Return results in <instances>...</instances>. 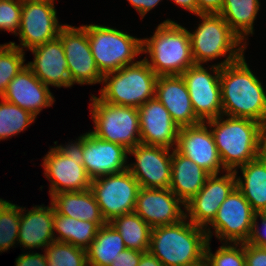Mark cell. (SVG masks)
Masks as SVG:
<instances>
[{
  "mask_svg": "<svg viewBox=\"0 0 266 266\" xmlns=\"http://www.w3.org/2000/svg\"><path fill=\"white\" fill-rule=\"evenodd\" d=\"M58 37L64 47L71 83H101L103 75L95 64L87 31L82 26L73 27L65 24Z\"/></svg>",
  "mask_w": 266,
  "mask_h": 266,
  "instance_id": "5bb4252c",
  "label": "cell"
},
{
  "mask_svg": "<svg viewBox=\"0 0 266 266\" xmlns=\"http://www.w3.org/2000/svg\"><path fill=\"white\" fill-rule=\"evenodd\" d=\"M218 175H209L201 190L184 206L186 219L196 226L206 229L215 218L221 204L237 187L235 171H226V174L219 177Z\"/></svg>",
  "mask_w": 266,
  "mask_h": 266,
  "instance_id": "9a60e30c",
  "label": "cell"
},
{
  "mask_svg": "<svg viewBox=\"0 0 266 266\" xmlns=\"http://www.w3.org/2000/svg\"><path fill=\"white\" fill-rule=\"evenodd\" d=\"M209 241L205 247V260L209 266H246L244 243H223L213 254Z\"/></svg>",
  "mask_w": 266,
  "mask_h": 266,
  "instance_id": "d590c367",
  "label": "cell"
},
{
  "mask_svg": "<svg viewBox=\"0 0 266 266\" xmlns=\"http://www.w3.org/2000/svg\"><path fill=\"white\" fill-rule=\"evenodd\" d=\"M142 53H149L146 60L158 76L181 75L195 65L188 30L172 20L158 25L153 36L142 39Z\"/></svg>",
  "mask_w": 266,
  "mask_h": 266,
  "instance_id": "277c9868",
  "label": "cell"
},
{
  "mask_svg": "<svg viewBox=\"0 0 266 266\" xmlns=\"http://www.w3.org/2000/svg\"><path fill=\"white\" fill-rule=\"evenodd\" d=\"M51 204L60 215L96 222L100 227L107 223L90 189L54 194Z\"/></svg>",
  "mask_w": 266,
  "mask_h": 266,
  "instance_id": "484cf974",
  "label": "cell"
},
{
  "mask_svg": "<svg viewBox=\"0 0 266 266\" xmlns=\"http://www.w3.org/2000/svg\"><path fill=\"white\" fill-rule=\"evenodd\" d=\"M43 161L44 175L51 182V197L60 192L90 189L91 179L83 165L82 135L74 143L51 147Z\"/></svg>",
  "mask_w": 266,
  "mask_h": 266,
  "instance_id": "ba28073f",
  "label": "cell"
},
{
  "mask_svg": "<svg viewBox=\"0 0 266 266\" xmlns=\"http://www.w3.org/2000/svg\"><path fill=\"white\" fill-rule=\"evenodd\" d=\"M155 98L163 104L180 128L201 123L194 113L189 91L181 75L158 76Z\"/></svg>",
  "mask_w": 266,
  "mask_h": 266,
  "instance_id": "603a6c76",
  "label": "cell"
},
{
  "mask_svg": "<svg viewBox=\"0 0 266 266\" xmlns=\"http://www.w3.org/2000/svg\"><path fill=\"white\" fill-rule=\"evenodd\" d=\"M143 253L126 248L118 254L117 258L109 266H138Z\"/></svg>",
  "mask_w": 266,
  "mask_h": 266,
  "instance_id": "ab89813d",
  "label": "cell"
},
{
  "mask_svg": "<svg viewBox=\"0 0 266 266\" xmlns=\"http://www.w3.org/2000/svg\"><path fill=\"white\" fill-rule=\"evenodd\" d=\"M260 10L259 0H224L219 13L231 30L244 42L246 36L253 34L254 20Z\"/></svg>",
  "mask_w": 266,
  "mask_h": 266,
  "instance_id": "f546056e",
  "label": "cell"
},
{
  "mask_svg": "<svg viewBox=\"0 0 266 266\" xmlns=\"http://www.w3.org/2000/svg\"><path fill=\"white\" fill-rule=\"evenodd\" d=\"M169 189L186 204L204 186L210 175L203 168L173 149Z\"/></svg>",
  "mask_w": 266,
  "mask_h": 266,
  "instance_id": "d4e9b609",
  "label": "cell"
},
{
  "mask_svg": "<svg viewBox=\"0 0 266 266\" xmlns=\"http://www.w3.org/2000/svg\"><path fill=\"white\" fill-rule=\"evenodd\" d=\"M83 165L91 180L127 170L128 150L100 139L91 131L82 135Z\"/></svg>",
  "mask_w": 266,
  "mask_h": 266,
  "instance_id": "e0dca14e",
  "label": "cell"
},
{
  "mask_svg": "<svg viewBox=\"0 0 266 266\" xmlns=\"http://www.w3.org/2000/svg\"><path fill=\"white\" fill-rule=\"evenodd\" d=\"M25 53L11 43L0 47V97L5 93L9 82L21 71Z\"/></svg>",
  "mask_w": 266,
  "mask_h": 266,
  "instance_id": "e575fe53",
  "label": "cell"
},
{
  "mask_svg": "<svg viewBox=\"0 0 266 266\" xmlns=\"http://www.w3.org/2000/svg\"><path fill=\"white\" fill-rule=\"evenodd\" d=\"M21 207L0 198V252L18 242Z\"/></svg>",
  "mask_w": 266,
  "mask_h": 266,
  "instance_id": "d6a6232c",
  "label": "cell"
},
{
  "mask_svg": "<svg viewBox=\"0 0 266 266\" xmlns=\"http://www.w3.org/2000/svg\"><path fill=\"white\" fill-rule=\"evenodd\" d=\"M224 115L205 121L213 134L214 141L224 168H237L261 155L262 124L247 118Z\"/></svg>",
  "mask_w": 266,
  "mask_h": 266,
  "instance_id": "3957f363",
  "label": "cell"
},
{
  "mask_svg": "<svg viewBox=\"0 0 266 266\" xmlns=\"http://www.w3.org/2000/svg\"><path fill=\"white\" fill-rule=\"evenodd\" d=\"M246 266H266V248L244 243Z\"/></svg>",
  "mask_w": 266,
  "mask_h": 266,
  "instance_id": "74e56055",
  "label": "cell"
},
{
  "mask_svg": "<svg viewBox=\"0 0 266 266\" xmlns=\"http://www.w3.org/2000/svg\"><path fill=\"white\" fill-rule=\"evenodd\" d=\"M99 229L96 222L74 219L54 212L53 230L59 233L58 237L54 236L55 241L67 242L86 250Z\"/></svg>",
  "mask_w": 266,
  "mask_h": 266,
  "instance_id": "f1b7e54d",
  "label": "cell"
},
{
  "mask_svg": "<svg viewBox=\"0 0 266 266\" xmlns=\"http://www.w3.org/2000/svg\"><path fill=\"white\" fill-rule=\"evenodd\" d=\"M222 115L266 123V91L244 55L220 67Z\"/></svg>",
  "mask_w": 266,
  "mask_h": 266,
  "instance_id": "6da1fadb",
  "label": "cell"
},
{
  "mask_svg": "<svg viewBox=\"0 0 266 266\" xmlns=\"http://www.w3.org/2000/svg\"><path fill=\"white\" fill-rule=\"evenodd\" d=\"M22 2L19 0H0V30L17 35L20 29Z\"/></svg>",
  "mask_w": 266,
  "mask_h": 266,
  "instance_id": "8d00e7d4",
  "label": "cell"
},
{
  "mask_svg": "<svg viewBox=\"0 0 266 266\" xmlns=\"http://www.w3.org/2000/svg\"><path fill=\"white\" fill-rule=\"evenodd\" d=\"M261 155L266 159V123L262 125Z\"/></svg>",
  "mask_w": 266,
  "mask_h": 266,
  "instance_id": "bcb514c9",
  "label": "cell"
},
{
  "mask_svg": "<svg viewBox=\"0 0 266 266\" xmlns=\"http://www.w3.org/2000/svg\"><path fill=\"white\" fill-rule=\"evenodd\" d=\"M209 69L214 75L203 65L196 64L181 74L189 91L194 113L201 122L222 115L220 67L214 64Z\"/></svg>",
  "mask_w": 266,
  "mask_h": 266,
  "instance_id": "7c38bea8",
  "label": "cell"
},
{
  "mask_svg": "<svg viewBox=\"0 0 266 266\" xmlns=\"http://www.w3.org/2000/svg\"><path fill=\"white\" fill-rule=\"evenodd\" d=\"M138 266H164L153 254L149 251L141 255Z\"/></svg>",
  "mask_w": 266,
  "mask_h": 266,
  "instance_id": "ee69618b",
  "label": "cell"
},
{
  "mask_svg": "<svg viewBox=\"0 0 266 266\" xmlns=\"http://www.w3.org/2000/svg\"><path fill=\"white\" fill-rule=\"evenodd\" d=\"M175 4L197 15V4L195 0H172Z\"/></svg>",
  "mask_w": 266,
  "mask_h": 266,
  "instance_id": "f6af8a7d",
  "label": "cell"
},
{
  "mask_svg": "<svg viewBox=\"0 0 266 266\" xmlns=\"http://www.w3.org/2000/svg\"><path fill=\"white\" fill-rule=\"evenodd\" d=\"M259 217L262 221L263 233H261L257 224V218ZM248 243L254 246L266 248V213H256L253 221L252 233Z\"/></svg>",
  "mask_w": 266,
  "mask_h": 266,
  "instance_id": "f35d334b",
  "label": "cell"
},
{
  "mask_svg": "<svg viewBox=\"0 0 266 266\" xmlns=\"http://www.w3.org/2000/svg\"><path fill=\"white\" fill-rule=\"evenodd\" d=\"M54 1L22 2L21 23L17 32L21 43L20 46L15 42L9 43L24 51L23 48L31 50L58 37L65 24L58 22Z\"/></svg>",
  "mask_w": 266,
  "mask_h": 266,
  "instance_id": "8fae6325",
  "label": "cell"
},
{
  "mask_svg": "<svg viewBox=\"0 0 266 266\" xmlns=\"http://www.w3.org/2000/svg\"><path fill=\"white\" fill-rule=\"evenodd\" d=\"M0 98L36 117L42 108L52 106L55 101L49 86L41 82L27 65L9 82Z\"/></svg>",
  "mask_w": 266,
  "mask_h": 266,
  "instance_id": "44dd1931",
  "label": "cell"
},
{
  "mask_svg": "<svg viewBox=\"0 0 266 266\" xmlns=\"http://www.w3.org/2000/svg\"><path fill=\"white\" fill-rule=\"evenodd\" d=\"M109 223L120 233L126 248L149 251L152 228L135 212L115 217Z\"/></svg>",
  "mask_w": 266,
  "mask_h": 266,
  "instance_id": "4dcf8cb0",
  "label": "cell"
},
{
  "mask_svg": "<svg viewBox=\"0 0 266 266\" xmlns=\"http://www.w3.org/2000/svg\"><path fill=\"white\" fill-rule=\"evenodd\" d=\"M128 154L136 162L128 164L127 169L142 188H169L171 182L170 149L139 143Z\"/></svg>",
  "mask_w": 266,
  "mask_h": 266,
  "instance_id": "2e32d148",
  "label": "cell"
},
{
  "mask_svg": "<svg viewBox=\"0 0 266 266\" xmlns=\"http://www.w3.org/2000/svg\"><path fill=\"white\" fill-rule=\"evenodd\" d=\"M197 4V15L219 14L222 11L224 0H195Z\"/></svg>",
  "mask_w": 266,
  "mask_h": 266,
  "instance_id": "b9f144b4",
  "label": "cell"
},
{
  "mask_svg": "<svg viewBox=\"0 0 266 266\" xmlns=\"http://www.w3.org/2000/svg\"><path fill=\"white\" fill-rule=\"evenodd\" d=\"M90 101V113L95 126L91 132L94 135L122 145L127 150L141 143L137 108L106 103L94 95Z\"/></svg>",
  "mask_w": 266,
  "mask_h": 266,
  "instance_id": "9c48e42d",
  "label": "cell"
},
{
  "mask_svg": "<svg viewBox=\"0 0 266 266\" xmlns=\"http://www.w3.org/2000/svg\"><path fill=\"white\" fill-rule=\"evenodd\" d=\"M181 206L185 204L169 188L140 187L134 212L153 228L184 219Z\"/></svg>",
  "mask_w": 266,
  "mask_h": 266,
  "instance_id": "ac0fdd59",
  "label": "cell"
},
{
  "mask_svg": "<svg viewBox=\"0 0 266 266\" xmlns=\"http://www.w3.org/2000/svg\"><path fill=\"white\" fill-rule=\"evenodd\" d=\"M176 150L211 174L224 168L211 130L205 122L179 129Z\"/></svg>",
  "mask_w": 266,
  "mask_h": 266,
  "instance_id": "d6986e66",
  "label": "cell"
},
{
  "mask_svg": "<svg viewBox=\"0 0 266 266\" xmlns=\"http://www.w3.org/2000/svg\"><path fill=\"white\" fill-rule=\"evenodd\" d=\"M44 251L48 266H88L86 250L67 242L54 240Z\"/></svg>",
  "mask_w": 266,
  "mask_h": 266,
  "instance_id": "836d02e7",
  "label": "cell"
},
{
  "mask_svg": "<svg viewBox=\"0 0 266 266\" xmlns=\"http://www.w3.org/2000/svg\"><path fill=\"white\" fill-rule=\"evenodd\" d=\"M129 3L139 12L143 18L150 10H152L161 0H128Z\"/></svg>",
  "mask_w": 266,
  "mask_h": 266,
  "instance_id": "7bdbcfd3",
  "label": "cell"
},
{
  "mask_svg": "<svg viewBox=\"0 0 266 266\" xmlns=\"http://www.w3.org/2000/svg\"><path fill=\"white\" fill-rule=\"evenodd\" d=\"M193 266H209L208 262L204 259L203 261H201L198 264H195Z\"/></svg>",
  "mask_w": 266,
  "mask_h": 266,
  "instance_id": "7dc6e473",
  "label": "cell"
},
{
  "mask_svg": "<svg viewBox=\"0 0 266 266\" xmlns=\"http://www.w3.org/2000/svg\"><path fill=\"white\" fill-rule=\"evenodd\" d=\"M137 110L141 143L176 149L180 127L173 121L163 104L154 97Z\"/></svg>",
  "mask_w": 266,
  "mask_h": 266,
  "instance_id": "ffe728a7",
  "label": "cell"
},
{
  "mask_svg": "<svg viewBox=\"0 0 266 266\" xmlns=\"http://www.w3.org/2000/svg\"><path fill=\"white\" fill-rule=\"evenodd\" d=\"M196 16H199L202 22L198 24L199 26L194 32L188 31L192 57L196 65H202L207 61L226 57V54H229L221 63L216 64L222 67L237 61L244 55L246 41L242 43V40L231 30L220 14Z\"/></svg>",
  "mask_w": 266,
  "mask_h": 266,
  "instance_id": "5b68a950",
  "label": "cell"
},
{
  "mask_svg": "<svg viewBox=\"0 0 266 266\" xmlns=\"http://www.w3.org/2000/svg\"><path fill=\"white\" fill-rule=\"evenodd\" d=\"M158 75L146 60L136 61L117 71L103 75L100 99L106 103L139 108L155 97Z\"/></svg>",
  "mask_w": 266,
  "mask_h": 266,
  "instance_id": "8992f818",
  "label": "cell"
},
{
  "mask_svg": "<svg viewBox=\"0 0 266 266\" xmlns=\"http://www.w3.org/2000/svg\"><path fill=\"white\" fill-rule=\"evenodd\" d=\"M15 262L16 266H48L45 253L21 254Z\"/></svg>",
  "mask_w": 266,
  "mask_h": 266,
  "instance_id": "60d3db41",
  "label": "cell"
},
{
  "mask_svg": "<svg viewBox=\"0 0 266 266\" xmlns=\"http://www.w3.org/2000/svg\"><path fill=\"white\" fill-rule=\"evenodd\" d=\"M20 2H26V1H41V0H19Z\"/></svg>",
  "mask_w": 266,
  "mask_h": 266,
  "instance_id": "c3c4849f",
  "label": "cell"
},
{
  "mask_svg": "<svg viewBox=\"0 0 266 266\" xmlns=\"http://www.w3.org/2000/svg\"><path fill=\"white\" fill-rule=\"evenodd\" d=\"M238 168L244 181L236 176L237 188L256 213H266V159L260 155Z\"/></svg>",
  "mask_w": 266,
  "mask_h": 266,
  "instance_id": "4316f807",
  "label": "cell"
},
{
  "mask_svg": "<svg viewBox=\"0 0 266 266\" xmlns=\"http://www.w3.org/2000/svg\"><path fill=\"white\" fill-rule=\"evenodd\" d=\"M36 116L19 106L5 101L0 102V140L24 131L34 122Z\"/></svg>",
  "mask_w": 266,
  "mask_h": 266,
  "instance_id": "1f68e13d",
  "label": "cell"
},
{
  "mask_svg": "<svg viewBox=\"0 0 266 266\" xmlns=\"http://www.w3.org/2000/svg\"><path fill=\"white\" fill-rule=\"evenodd\" d=\"M139 189V182L128 169L91 180L90 185L107 223L115 217L134 212Z\"/></svg>",
  "mask_w": 266,
  "mask_h": 266,
  "instance_id": "30bf717a",
  "label": "cell"
},
{
  "mask_svg": "<svg viewBox=\"0 0 266 266\" xmlns=\"http://www.w3.org/2000/svg\"><path fill=\"white\" fill-rule=\"evenodd\" d=\"M25 211V207H21L18 243L27 249L46 248L55 240L53 205H35L27 213H24Z\"/></svg>",
  "mask_w": 266,
  "mask_h": 266,
  "instance_id": "cb8c5ba5",
  "label": "cell"
},
{
  "mask_svg": "<svg viewBox=\"0 0 266 266\" xmlns=\"http://www.w3.org/2000/svg\"><path fill=\"white\" fill-rule=\"evenodd\" d=\"M124 249L126 246L120 233L113 225L106 223L86 249L88 266H109Z\"/></svg>",
  "mask_w": 266,
  "mask_h": 266,
  "instance_id": "83f0119b",
  "label": "cell"
},
{
  "mask_svg": "<svg viewBox=\"0 0 266 266\" xmlns=\"http://www.w3.org/2000/svg\"><path fill=\"white\" fill-rule=\"evenodd\" d=\"M256 212L236 187L219 207L213 221L209 224L215 235L225 243L248 242L253 229Z\"/></svg>",
  "mask_w": 266,
  "mask_h": 266,
  "instance_id": "4fadbf2b",
  "label": "cell"
},
{
  "mask_svg": "<svg viewBox=\"0 0 266 266\" xmlns=\"http://www.w3.org/2000/svg\"><path fill=\"white\" fill-rule=\"evenodd\" d=\"M82 27L87 31L95 64L102 75L136 63L134 58L142 53V39L103 25Z\"/></svg>",
  "mask_w": 266,
  "mask_h": 266,
  "instance_id": "52a82bcc",
  "label": "cell"
},
{
  "mask_svg": "<svg viewBox=\"0 0 266 266\" xmlns=\"http://www.w3.org/2000/svg\"><path fill=\"white\" fill-rule=\"evenodd\" d=\"M34 54L33 62L26 65L45 85L71 87L67 59L59 37L30 50Z\"/></svg>",
  "mask_w": 266,
  "mask_h": 266,
  "instance_id": "7402d4cb",
  "label": "cell"
},
{
  "mask_svg": "<svg viewBox=\"0 0 266 266\" xmlns=\"http://www.w3.org/2000/svg\"><path fill=\"white\" fill-rule=\"evenodd\" d=\"M186 220L151 230L149 252L164 266H193L205 259L212 232Z\"/></svg>",
  "mask_w": 266,
  "mask_h": 266,
  "instance_id": "7a4b0ae2",
  "label": "cell"
}]
</instances>
